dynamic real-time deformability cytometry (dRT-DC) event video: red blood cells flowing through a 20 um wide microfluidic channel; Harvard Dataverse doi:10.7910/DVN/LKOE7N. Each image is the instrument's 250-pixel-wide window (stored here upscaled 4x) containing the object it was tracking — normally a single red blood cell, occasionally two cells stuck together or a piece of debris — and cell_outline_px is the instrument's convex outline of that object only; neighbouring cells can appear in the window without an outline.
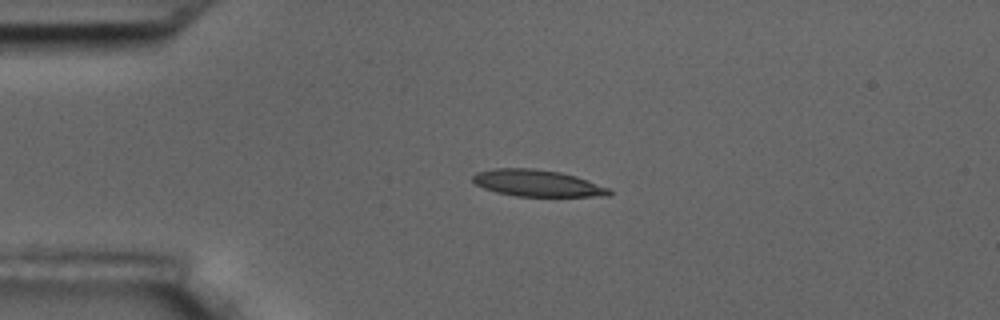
{"species": "common noctule bat (a hibernating species)", "species_latin": "Nyctalus noctula", "temperature_condition": "room temperature", "stored_images_in_passage": 4, "camera_frame_rate_fps": 3000, "um_per_image_px": 0.085, "animal": {"sex": "male", "body_mass_g": 17.5, "forearm_length_mm": 52.3}, "frame": {"image": 1, "passage_image": 1, "time_ms": 0.0, "image_size_px": [1000, 320], "cell_outline_px": [[612, 192], [608, 196], [516, 196], [496, 192], [484, 188], [476, 184], [472, 180], [472, 176], [476, 172], [496, 168], [532, 168], [560, 172], [576, 176], [612, 188]], "centroid_in_image_um": [45.7, 15.57], "position_along_channel_um": 39.3, "area_um2": 21.27}}